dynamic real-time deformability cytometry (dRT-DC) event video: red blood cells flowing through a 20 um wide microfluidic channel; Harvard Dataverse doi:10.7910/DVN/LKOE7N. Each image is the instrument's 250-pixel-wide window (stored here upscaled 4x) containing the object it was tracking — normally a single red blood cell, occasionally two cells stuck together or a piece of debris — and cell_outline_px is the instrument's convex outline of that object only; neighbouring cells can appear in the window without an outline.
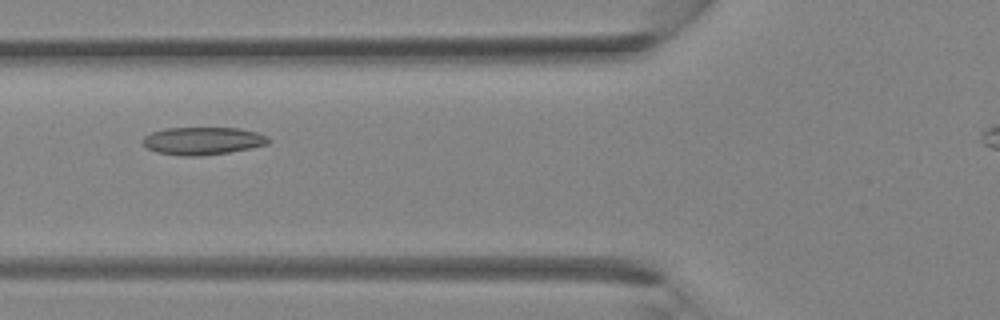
{"species": "Egyptian fruit bat (a non-hibernating species)", "species_latin": "Rousettus aegyptiacus", "temperature_condition": "room temperature", "stored_images_in_passage": 27, "camera_frame_rate_fps": 3000, "um_per_image_px": 0.085, "animal": {"sex": "female"}, "frame": {"image": 1, "passage_image": 7, "time_ms": 2.0, "image_size_px": [1000, 320], "cell_outline_px": [[268, 144], [228, 152], [200, 156], [180, 156], [156, 152], [148, 148], [140, 140], [144, 136], [152, 132], [164, 128], [240, 128], [256, 132], [268, 136]], "centroid_in_image_um": [17.19, 11.97], "position_along_channel_um": 108.6, "area_um2": 20.23}}
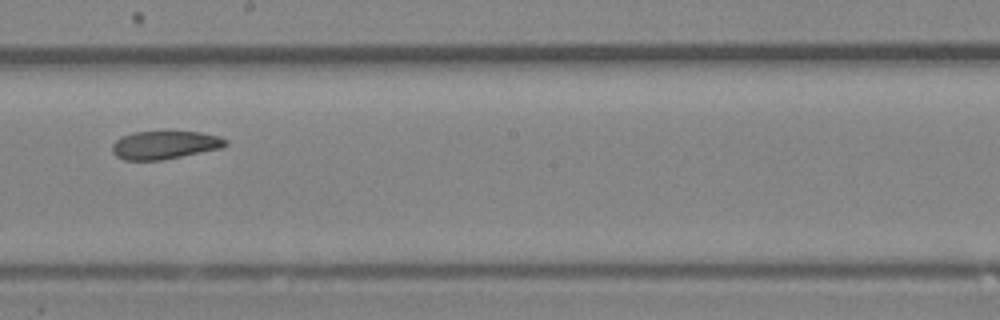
{"frame": {"image": 2, "passage_image": 14, "time_ms": 4.333, "image_size_px": [1000, 320], "cell_outline_px": [[228, 144], [220, 148], [160, 160], [124, 160], [116, 156], [112, 152], [112, 144], [120, 136], [132, 132], [200, 132], [220, 136], [228, 140]], "centroid_in_image_um": [13.97, 12.31], "position_along_channel_um": 234.2, "area_um2": 18.5}}
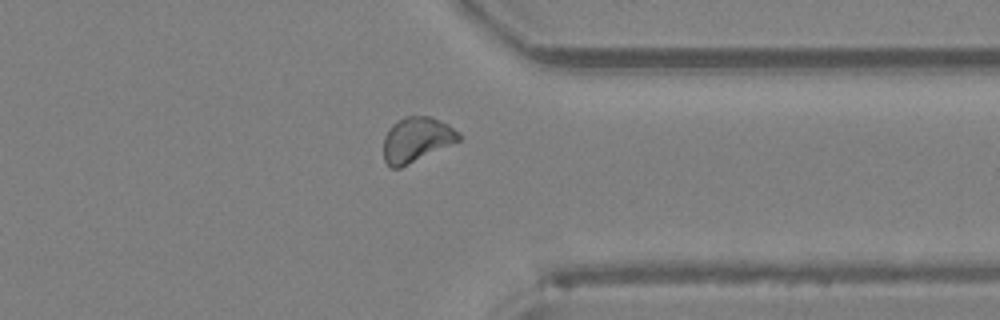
{"frame": {"image": 3, "passage_image": 22, "time_ms": 7.0, "image_size_px": [1000, 320], "cell_outline_px": [[464, 136], [460, 140], [400, 168], [392, 168], [384, 160], [384, 136], [388, 128], [392, 124], [408, 116], [432, 116], [448, 124]], "centroid_in_image_um": [35.42, 11.85], "position_along_channel_um": 376.0, "area_um2": 19.59}}